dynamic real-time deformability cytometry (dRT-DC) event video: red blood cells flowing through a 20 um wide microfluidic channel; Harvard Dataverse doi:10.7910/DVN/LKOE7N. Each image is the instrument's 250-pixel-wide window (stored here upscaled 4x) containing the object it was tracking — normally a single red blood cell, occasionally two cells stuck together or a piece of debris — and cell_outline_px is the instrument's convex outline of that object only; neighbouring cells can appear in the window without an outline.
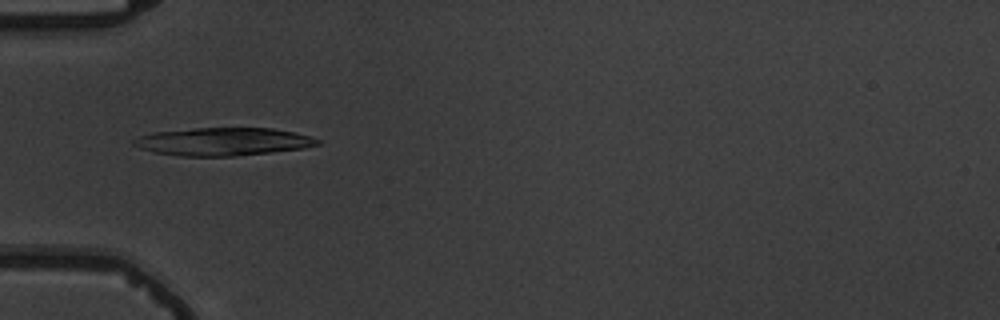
{"species": "common noctule bat (a hibernating species)", "species_latin": "Nyctalus noctula", "temperature_condition": "warm", "stored_images_in_passage": 14, "camera_frame_rate_fps": 3000, "um_per_image_px": 0.085, "animal": {"sex": "male", "body_mass_g": 19.5, "forearm_length_mm": 54.6}, "frame": {"image": 1, "passage_image": 5, "time_ms": 5.667, "image_size_px": [1000, 320], "cell_outline_px": [[320, 144], [304, 148], [272, 152], [236, 156], [180, 156], [156, 152], [140, 148], [132, 144], [132, 140], [140, 136], [152, 132], [196, 128], [272, 128], [292, 132], [308, 136], [320, 140]], "centroid_in_image_um": [18.95, 12.04], "position_along_channel_um": 66.1, "area_um2": 29.77}}
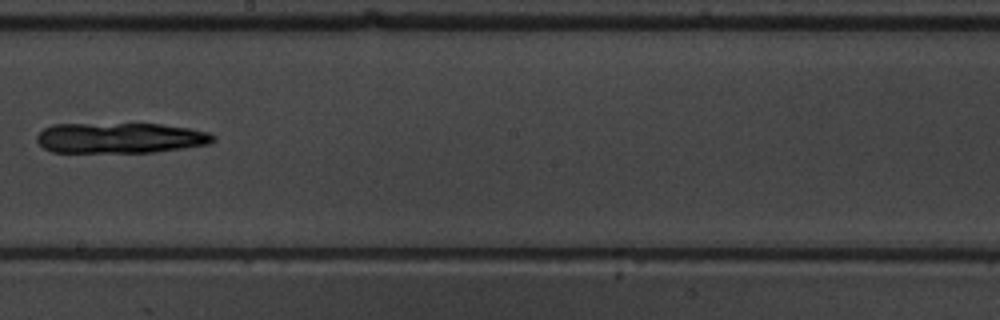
{"frame": {"image": 2, "passage_image": 9, "time_ms": 10.333, "image_size_px": [1000, 320], "cell_outline_px": [[216, 140], [212, 144], [156, 152], [52, 152], [44, 148], [36, 140], [36, 136], [44, 128], [52, 124], [160, 124], [188, 128], [208, 132], [216, 136]], "centroid_in_image_um": [10.25, 11.73], "position_along_channel_um": 238.0, "area_um2": 31.5}}
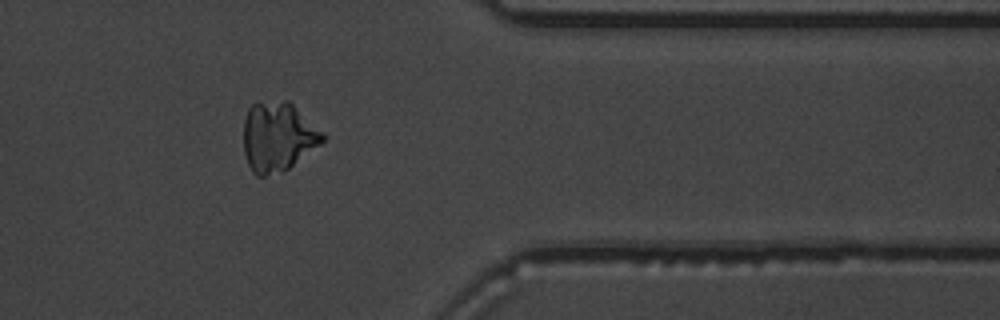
{"frame": {"image": 3, "passage_image": 13, "time_ms": 14.667, "image_size_px": [1000, 320], "cell_outline_px": [[324, 140], [320, 144], [288, 168], [280, 172], [264, 176], [256, 176], [252, 172], [248, 164], [244, 152], [244, 120], [248, 108], [252, 104], [284, 100], [288, 100], [324, 136]], "centroid_in_image_um": [23.56, 11.64], "position_along_channel_um": 387.8, "area_um2": 31.21}}